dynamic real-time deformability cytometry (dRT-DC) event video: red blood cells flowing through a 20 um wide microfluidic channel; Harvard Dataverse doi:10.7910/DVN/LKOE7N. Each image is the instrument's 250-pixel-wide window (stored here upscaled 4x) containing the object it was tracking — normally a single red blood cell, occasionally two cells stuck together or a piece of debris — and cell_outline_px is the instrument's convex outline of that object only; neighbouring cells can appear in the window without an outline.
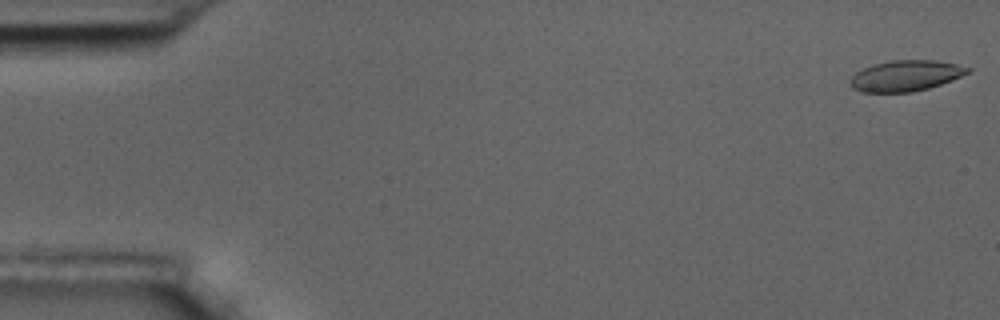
{"species": "common noctule bat (a hibernating species)", "species_latin": "Nyctalus noctula", "temperature_condition": "room temperature", "stored_images_in_passage": 5, "camera_frame_rate_fps": 3000, "um_per_image_px": 0.085, "animal": {"sex": "male", "body_mass_g": 17.5, "forearm_length_mm": 52.3}, "frame": {"image": 1, "passage_image": 1, "time_ms": 0.0, "image_size_px": [1000, 320], "cell_outline_px": [[972, 68], [968, 72], [952, 80], [928, 88], [912, 92], [864, 92], [852, 88], [852, 76], [856, 72], [872, 64], [892, 60], [936, 60], [956, 64]], "centroid_in_image_um": [76.99, 6.43], "position_along_channel_um": 8.0, "area_um2": 20.87}}
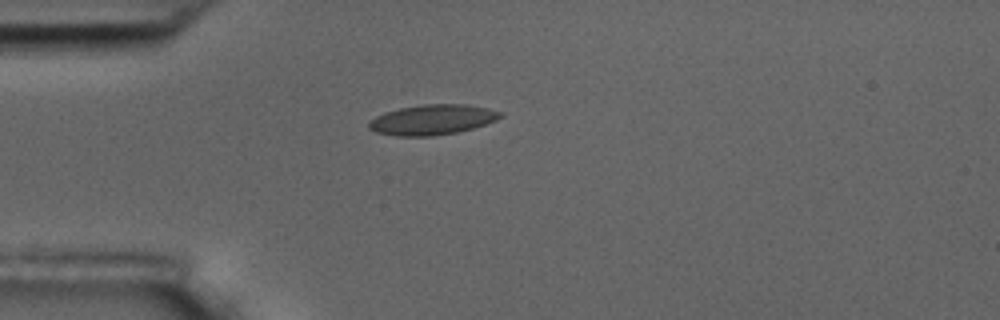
{"frame": {"image": 2, "passage_image": 5, "time_ms": 4.667, "image_size_px": [1000, 320], "cell_outline_px": [[504, 116], [496, 120], [472, 128], [456, 132], [432, 136], [396, 136], [376, 132], [368, 128], [368, 124], [376, 116], [384, 112], [400, 108], [424, 104], [468, 104], [488, 108], [504, 112]], "centroid_in_image_um": [36.77, 10.16], "position_along_channel_um": 48.2, "area_um2": 23.12}}